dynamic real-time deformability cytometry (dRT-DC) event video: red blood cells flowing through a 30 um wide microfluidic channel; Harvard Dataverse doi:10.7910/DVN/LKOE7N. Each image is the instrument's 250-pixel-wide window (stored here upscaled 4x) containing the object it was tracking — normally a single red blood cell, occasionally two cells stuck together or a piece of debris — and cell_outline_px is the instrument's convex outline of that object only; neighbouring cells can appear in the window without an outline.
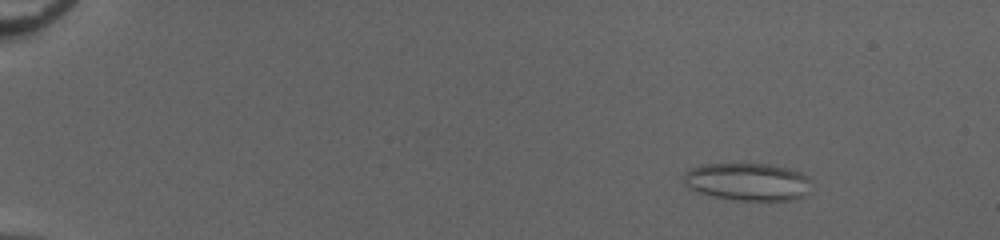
{"species": "common noctule bat (a hibernating species)", "species_latin": "Nyctalus noctula", "temperature_condition": "cold", "stored_images_in_passage": 54, "camera_frame_rate_fps": 3000, "um_per_image_px": 0.085, "animal": {"sex": "female", "body_mass_g": 20.0, "forearm_length_mm": 54.0}, "frame": {"image": 1, "passage_image": 8, "time_ms": 2.333, "image_size_px": [1000, 240], "cell_outline_px": [[812, 180], [804, 196], [792, 200], [736, 200], [712, 196], [700, 192], [684, 184], [684, 172], [688, 168], [700, 164], [768, 164], [788, 168], [800, 172], [808, 176]], "centroid_in_image_um": [63.55, 15.44], "position_along_channel_um": 21.5, "area_um2": 28.03}}
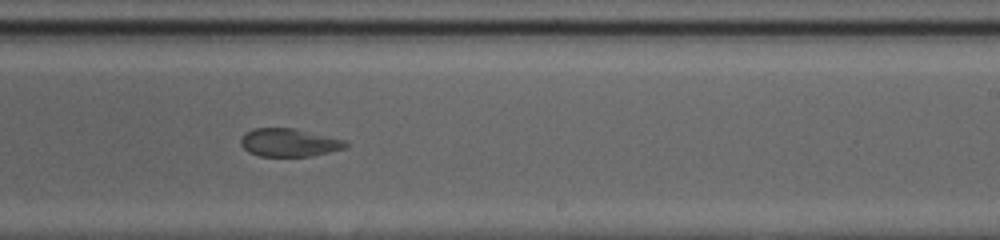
{"frame": {"image": 2, "passage_image": 36, "time_ms": 11.667, "image_size_px": [1000, 240], "cell_outline_px": [[348, 144], [344, 148], [312, 156], [260, 156], [248, 152], [240, 144], [240, 140], [244, 132], [252, 128], [296, 128], [344, 140]], "centroid_in_image_um": [24.52, 12.11], "position_along_channel_um": 264.5, "area_um2": 17.17}}
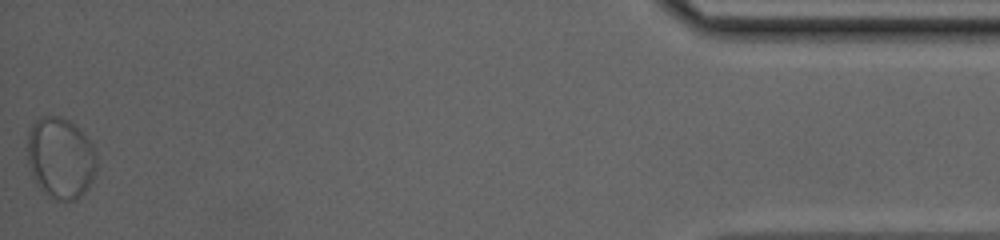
{"frame": {"image": 3, "passage_image": 54, "time_ms": 17.667, "image_size_px": [1000, 240], "cell_outline_px": [[96, 168], [88, 188], [76, 200], [56, 200], [48, 196], [36, 184], [28, 164], [28, 132], [36, 116], [60, 116], [68, 120], [80, 128], [92, 144], [96, 156]], "centroid_in_image_um": [5.13, 13.4], "position_along_channel_um": 430.1, "area_um2": 33.0}}